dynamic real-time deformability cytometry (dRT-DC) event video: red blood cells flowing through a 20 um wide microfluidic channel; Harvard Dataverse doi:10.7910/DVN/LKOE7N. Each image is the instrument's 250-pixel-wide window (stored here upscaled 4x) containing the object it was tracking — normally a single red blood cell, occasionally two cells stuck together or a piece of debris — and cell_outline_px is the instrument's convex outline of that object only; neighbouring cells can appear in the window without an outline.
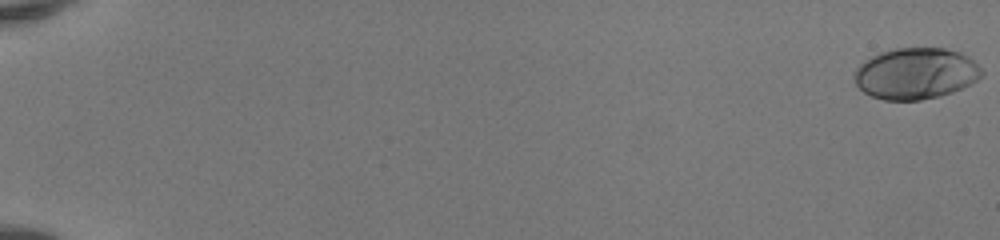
{"species": "human", "species_latin": "Homo sapiens", "temperature_condition": "room temperature", "stored_images_in_passage": 52, "camera_frame_rate_fps": 3000, "um_per_image_px": 0.085, "donor": {"sex": "female"}, "frame": {"image": 1, "passage_image": 1, "time_ms": 0.0, "image_size_px": [1000, 240], "cell_outline_px": [[984, 76], [952, 92], [940, 96], [920, 100], [884, 100], [872, 96], [864, 92], [856, 84], [856, 68], [864, 60], [880, 52], [896, 48], [944, 48], [960, 52], [968, 56], [984, 72]], "centroid_in_image_um": [77.85, 6.24], "position_along_channel_um": 7.2, "area_um2": 37.86}}
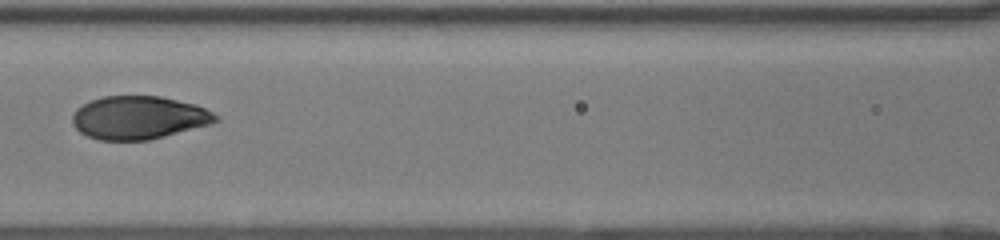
{"frame": {"image": 2, "passage_image": 27, "time_ms": 8.667, "image_size_px": [1000, 240], "cell_outline_px": [[220, 120], [212, 124], [148, 140], [100, 140], [88, 136], [80, 132], [72, 124], [72, 116], [76, 108], [92, 100], [104, 96], [160, 96], [196, 104], [220, 116]], "centroid_in_image_um": [11.82, 10.0], "position_along_channel_um": 154.8, "area_um2": 36.07}}
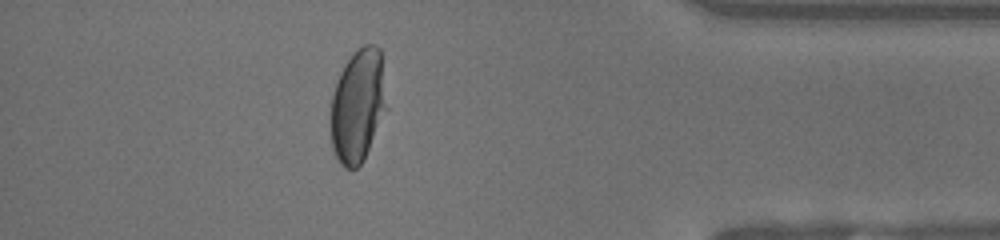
{"frame": {"image": 3, "passage_image": 47, "time_ms": 15.333, "image_size_px": [1000, 240], "cell_outline_px": [[388, 108], [364, 160], [356, 168], [344, 168], [340, 164], [332, 148], [328, 120], [332, 96], [340, 72], [344, 64], [364, 44], [376, 44], [380, 48]], "centroid_in_image_um": [30.41, 9.02], "position_along_channel_um": 404.8, "area_um2": 37.57}, "authors_computed_cell_mechanics": {"area_um2": 36.992, "velocity_mm_per_s": 4.1679, "shape_relaxation_time_tau1_ms": 3.6235, "shape_relaxation_time_tau2_ms": null, "deformation_change_tau1": 0.211, "deformation_change_tau2": null}}